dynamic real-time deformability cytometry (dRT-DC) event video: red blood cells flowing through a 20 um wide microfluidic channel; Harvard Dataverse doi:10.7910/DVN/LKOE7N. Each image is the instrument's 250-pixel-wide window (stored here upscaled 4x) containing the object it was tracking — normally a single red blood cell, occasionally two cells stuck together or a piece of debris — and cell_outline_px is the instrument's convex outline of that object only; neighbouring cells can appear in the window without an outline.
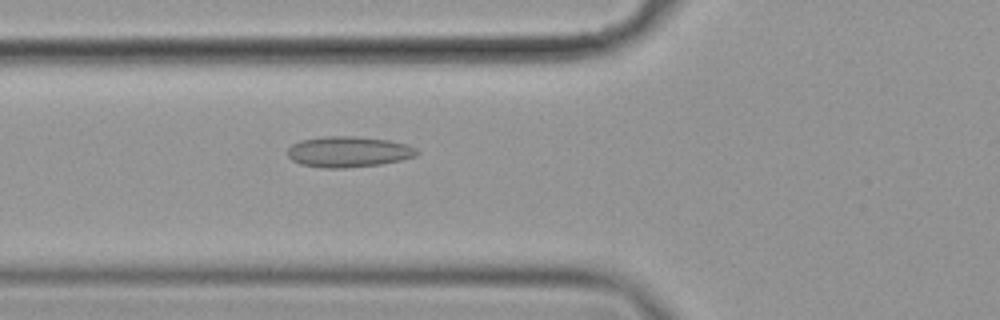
{"species": "common noctule bat (a hibernating species)", "species_latin": "Nyctalus noctula", "temperature_condition": "cold", "stored_images_in_passage": 7, "camera_frame_rate_fps": 3000, "um_per_image_px": 0.085, "animal": {"sex": "female", "body_mass_g": 19.9}, "frame": {"image": 1, "passage_image": 7, "time_ms": 2.0, "image_size_px": [1000, 320], "cell_outline_px": [[420, 152], [416, 156], [400, 160], [380, 164], [344, 168], [324, 168], [300, 164], [292, 160], [288, 156], [288, 148], [292, 144], [300, 140], [324, 136], [356, 136], [388, 140], [404, 144], [416, 148]], "centroid_in_image_um": [29.6, 12.9], "position_along_channel_um": 96.2, "area_um2": 23.18}}